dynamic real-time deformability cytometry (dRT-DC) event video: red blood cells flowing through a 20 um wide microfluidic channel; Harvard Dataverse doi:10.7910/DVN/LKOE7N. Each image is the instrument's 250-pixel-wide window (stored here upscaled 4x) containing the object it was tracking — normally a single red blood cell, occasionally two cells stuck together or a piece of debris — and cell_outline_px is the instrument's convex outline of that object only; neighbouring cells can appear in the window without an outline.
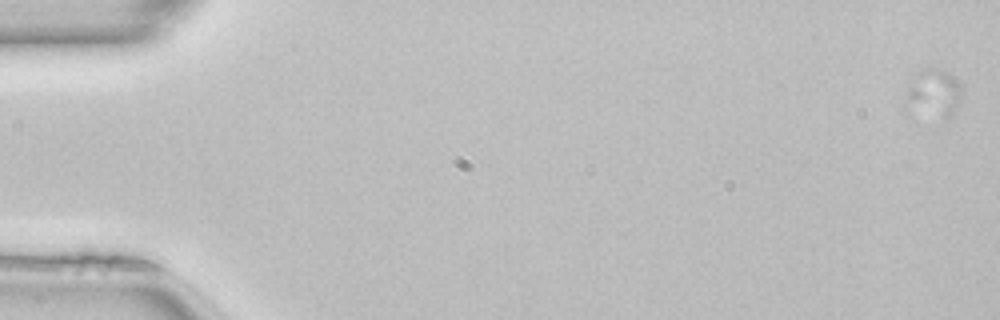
{"species": "common noctule bat (a hibernating species)", "species_latin": "Nyctalus noctula", "temperature_condition": "room temperature", "stored_images_in_passage": 3, "camera_frame_rate_fps": 3000, "um_per_image_px": 0.085, "animal": {"sex": "female", "body_mass_g": 22.7, "forearm_length_mm": 54.2}, "frame": {"image": 1, "passage_image": 3, "time_ms": 0.667, "image_size_px": [1000, 320], "cell_outline_px": [[960, 96], [948, 120], [944, 120], [908, 100], [908, 84], [916, 72], [924, 68], [936, 68], [948, 72], [952, 76], [960, 92]], "centroid_in_image_um": [79.41, 7.81], "position_along_channel_um": 5.6, "area_um2": 13.93}}